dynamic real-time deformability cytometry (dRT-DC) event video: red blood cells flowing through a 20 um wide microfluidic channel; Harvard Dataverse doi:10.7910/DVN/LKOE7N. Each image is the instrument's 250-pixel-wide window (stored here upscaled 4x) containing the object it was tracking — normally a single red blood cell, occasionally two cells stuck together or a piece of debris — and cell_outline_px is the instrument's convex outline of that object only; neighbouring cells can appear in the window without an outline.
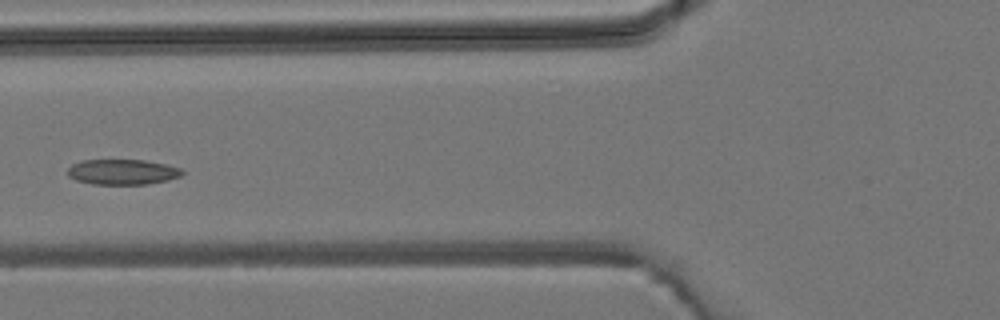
{"species": "common noctule bat (a hibernating species)", "species_latin": "Nyctalus noctula", "temperature_condition": "room temperature", "stored_images_in_passage": 6, "camera_frame_rate_fps": 3000, "um_per_image_px": 0.085, "animal": {"sex": "male", "body_mass_g": 19.2, "forearm_length_mm": 51.8}, "frame": {"image": 1, "passage_image": 5, "time_ms": 4.667, "image_size_px": [1000, 320], "cell_outline_px": [[184, 172], [180, 176], [168, 180], [148, 184], [92, 184], [76, 180], [68, 176], [68, 168], [72, 164], [84, 160], [144, 160], [164, 164], [180, 168]], "centroid_in_image_um": [10.4, 14.62], "position_along_channel_um": 115.4, "area_um2": 16.82}}
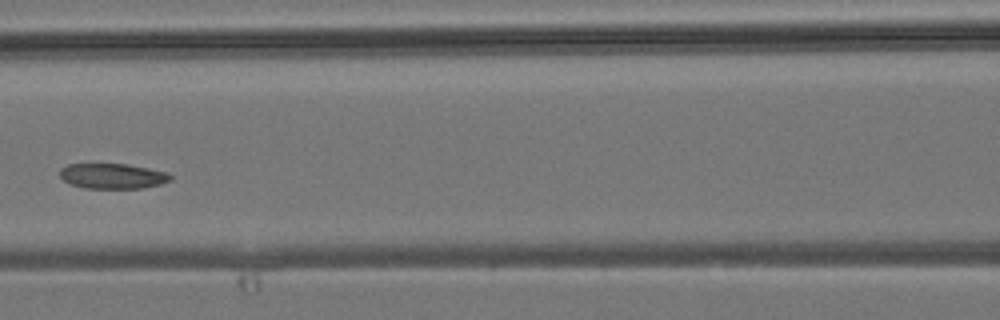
{"frame": {"image": 2, "passage_image": 6, "time_ms": 5.667, "image_size_px": [1000, 320], "cell_outline_px": [[172, 180], [160, 184], [144, 188], [84, 188], [72, 184], [64, 180], [60, 176], [60, 168], [68, 164], [128, 164], [168, 172], [172, 176]], "centroid_in_image_um": [9.6, 14.96], "position_along_channel_um": 157.0, "area_um2": 16.3}}